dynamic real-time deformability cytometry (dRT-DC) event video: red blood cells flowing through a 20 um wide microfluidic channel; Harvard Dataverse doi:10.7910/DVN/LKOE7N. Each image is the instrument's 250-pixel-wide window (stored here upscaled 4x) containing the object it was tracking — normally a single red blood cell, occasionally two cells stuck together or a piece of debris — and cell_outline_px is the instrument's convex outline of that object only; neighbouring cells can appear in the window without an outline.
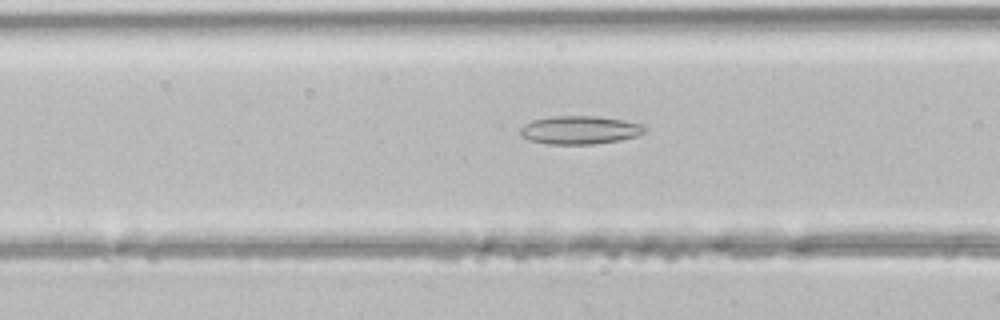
{"species": "common noctule bat (a hibernating species)", "species_latin": "Nyctalus noctula", "temperature_condition": "room temperature", "stored_images_in_passage": 39, "camera_frame_rate_fps": 3000, "um_per_image_px": 0.085, "animal": {"sex": "male", "body_mass_g": 21.5, "forearm_length_mm": 52.0}, "frame": {"image": 1, "passage_image": 10, "time_ms": 3.0, "image_size_px": [1000, 320], "cell_outline_px": [[644, 132], [636, 136], [620, 140], [592, 144], [548, 144], [528, 140], [520, 136], [520, 128], [524, 124], [532, 120], [552, 116], [596, 116], [624, 120], [644, 124]], "centroid_in_image_um": [49.25, 11.05], "position_along_channel_um": 117.4, "area_um2": 20.58}}
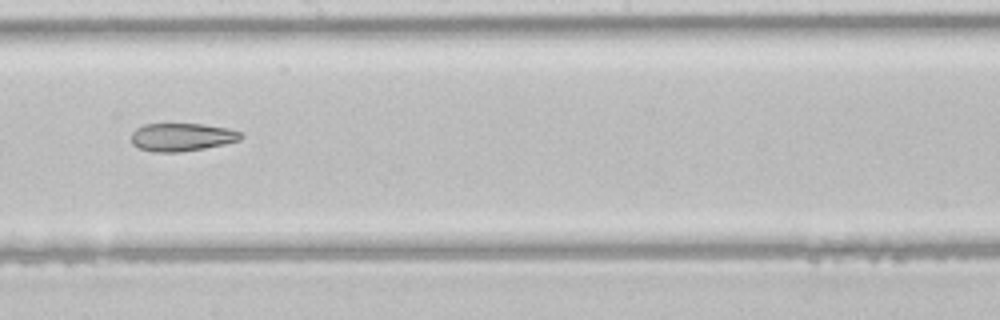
{"frame": {"image": 2, "passage_image": 18, "time_ms": 5.667, "image_size_px": [1000, 320], "cell_outline_px": [[244, 136], [240, 140], [224, 144], [204, 148], [180, 152], [152, 152], [140, 148], [132, 144], [132, 132], [136, 128], [144, 124], [204, 124], [228, 128], [240, 132]], "centroid_in_image_um": [15.46, 11.65], "position_along_channel_um": 232.7, "area_um2": 17.92}}
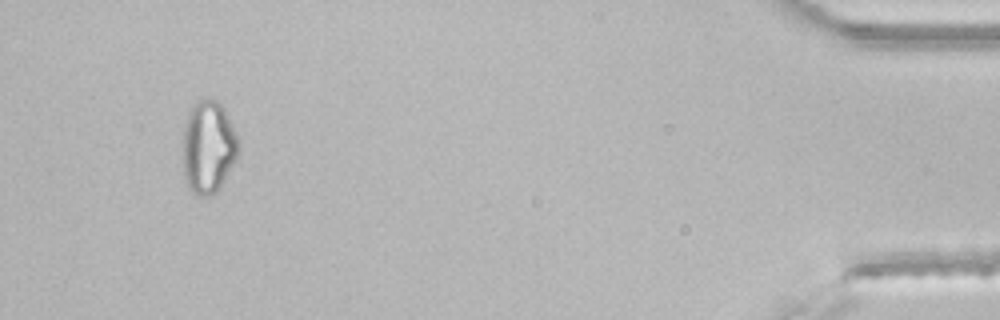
{"frame": {"image": 3, "passage_image": 36, "time_ms": 11.667, "image_size_px": [1000, 320], "cell_outline_px": [[240, 152], [236, 160], [220, 188], [212, 196], [200, 196], [188, 188], [184, 176], [184, 124], [188, 112], [192, 104], [196, 100], [204, 96], [216, 100], [224, 108], [240, 140]], "centroid_in_image_um": [17.73, 12.47], "position_along_channel_um": 417.5, "area_um2": 30.63}}